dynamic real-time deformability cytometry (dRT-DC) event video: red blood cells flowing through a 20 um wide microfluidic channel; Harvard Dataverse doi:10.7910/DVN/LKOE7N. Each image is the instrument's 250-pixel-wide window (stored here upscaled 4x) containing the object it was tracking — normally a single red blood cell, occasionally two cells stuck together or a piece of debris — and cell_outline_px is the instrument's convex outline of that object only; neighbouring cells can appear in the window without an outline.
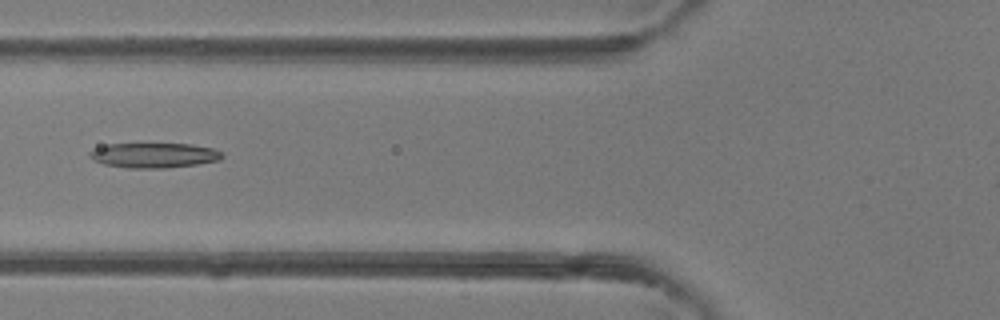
{"species": "common noctule bat (a hibernating species)", "species_latin": "Nyctalus noctula", "temperature_condition": "room temperature", "stored_images_in_passage": 4, "camera_frame_rate_fps": 3000, "um_per_image_px": 0.085, "animal": {"sex": "female"}, "frame": {"image": 1, "passage_image": 4, "time_ms": 3.333, "image_size_px": [1000, 320], "cell_outline_px": [[224, 156], [220, 160], [196, 164], [164, 168], [128, 168], [104, 164], [88, 156], [88, 152], [96, 148], [108, 144], [192, 144], [212, 148], [224, 152]], "centroid_in_image_um": [13.12, 13.2], "position_along_channel_um": 112.7, "area_um2": 19.19}}